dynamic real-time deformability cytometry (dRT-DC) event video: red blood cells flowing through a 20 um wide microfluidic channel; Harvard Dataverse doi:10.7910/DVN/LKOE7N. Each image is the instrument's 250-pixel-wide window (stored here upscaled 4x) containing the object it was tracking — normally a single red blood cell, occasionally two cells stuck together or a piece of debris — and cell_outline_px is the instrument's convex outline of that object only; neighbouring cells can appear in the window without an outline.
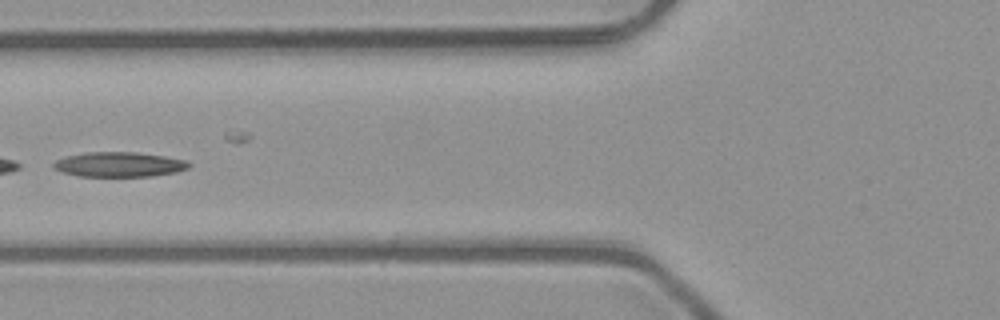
{"species": "common noctule bat (a hibernating species)", "species_latin": "Nyctalus noctula", "temperature_condition": "room temperature", "stored_images_in_passage": 7, "camera_frame_rate_fps": 3000, "um_per_image_px": 0.085, "animal": {"sex": "male", "body_mass_g": 23.1, "forearm_length_mm": 52.7}, "frame": {"image": 1, "passage_image": 5, "time_ms": 1.333, "image_size_px": [1000, 320], "cell_outline_px": [[192, 164], [188, 168], [176, 172], [152, 176], [80, 176], [64, 172], [52, 168], [52, 164], [56, 160], [64, 156], [88, 152], [136, 152], [164, 156], [188, 160]], "centroid_in_image_um": [10.14, 13.97], "position_along_channel_um": 115.7, "area_um2": 19.65}}
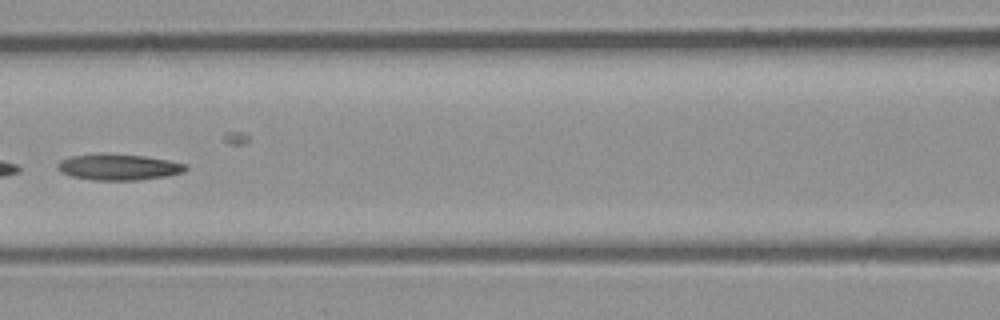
{"frame": {"image": 2, "passage_image": 6, "time_ms": 1.667, "image_size_px": [1000, 320], "cell_outline_px": [[188, 168], [184, 172], [168, 176], [140, 180], [92, 180], [72, 176], [60, 172], [56, 168], [56, 164], [60, 160], [72, 156], [100, 152], [104, 152], [144, 156], [168, 160], [188, 164]], "centroid_in_image_um": [10.07, 14.19], "position_along_channel_um": 156.5, "area_um2": 19.94}}